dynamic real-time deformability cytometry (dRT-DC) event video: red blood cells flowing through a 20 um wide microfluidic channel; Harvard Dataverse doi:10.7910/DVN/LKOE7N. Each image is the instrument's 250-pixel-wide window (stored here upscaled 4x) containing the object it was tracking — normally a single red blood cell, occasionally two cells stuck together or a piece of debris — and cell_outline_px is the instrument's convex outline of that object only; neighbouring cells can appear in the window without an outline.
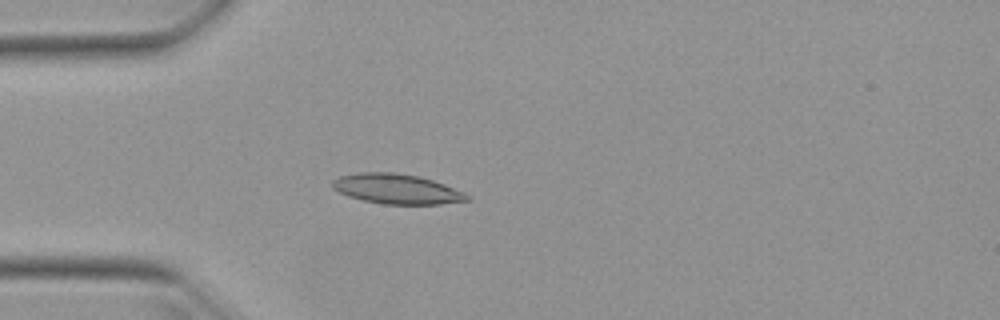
{"species": "Egyptian fruit bat (a non-hibernating species)", "species_latin": "Rousettus aegyptiacus", "temperature_condition": "warm", "stored_images_in_passage": 44, "camera_frame_rate_fps": 3000, "um_per_image_px": 0.085, "animal": {"sex": "female"}, "frame": {"image": 1, "passage_image": 14, "time_ms": 4.333, "image_size_px": [1000, 320], "cell_outline_px": [[472, 200], [440, 204], [384, 204], [364, 200], [348, 196], [332, 188], [332, 180], [340, 176], [360, 172], [396, 172], [416, 176], [432, 180], [444, 184], [464, 192], [472, 196]], "centroid_in_image_um": [33.75, 16.06], "position_along_channel_um": 51.2, "area_um2": 23.47}}
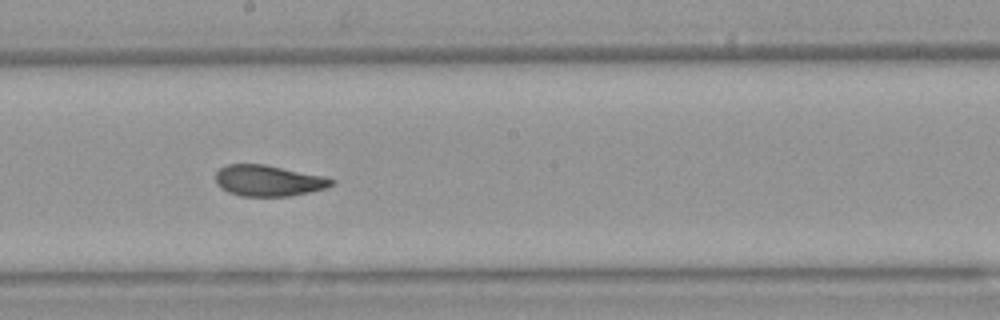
{"frame": {"image": 2, "passage_image": 28, "time_ms": 9.0, "image_size_px": [1000, 320], "cell_outline_px": [[336, 180], [332, 184], [324, 188], [308, 192], [288, 196], [240, 196], [228, 192], [220, 188], [216, 184], [216, 172], [220, 168], [228, 164], [264, 164], [324, 176]], "centroid_in_image_um": [22.77, 15.35], "position_along_channel_um": 225.4, "area_um2": 20.87}}
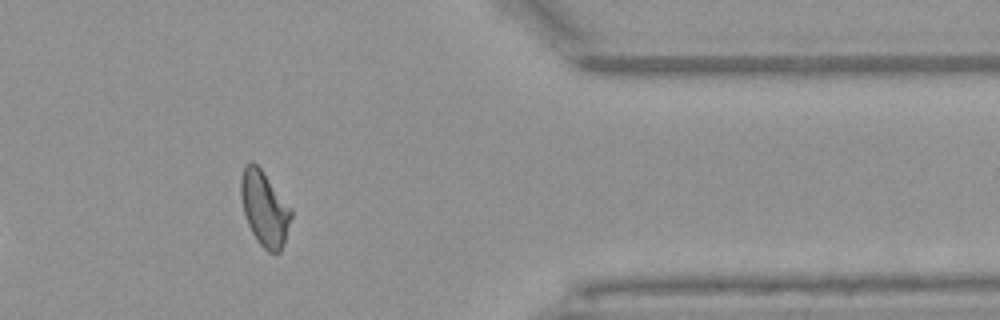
{"frame": {"image": 3, "passage_image": 42, "time_ms": 13.667, "image_size_px": [1000, 320], "cell_outline_px": [[292, 216], [280, 252], [268, 252], [260, 244], [252, 232], [248, 224], [244, 212], [240, 196], [240, 180], [244, 168], [252, 160], [260, 168], [292, 208]], "centroid_in_image_um": [22.48, 17.71], "position_along_channel_um": 388.9, "area_um2": 21.56}, "authors_computed_cell_mechanics": {"area_um2": 21.8773, "velocity_mm_per_s": 3.9475, "shape_relaxation_time_tau1_ms": 6.3117, "shape_relaxation_time_tau2_ms": 1.4002, "deformation_change_tau1": 0.1849, "deformation_change_tau2": 0.0711}}